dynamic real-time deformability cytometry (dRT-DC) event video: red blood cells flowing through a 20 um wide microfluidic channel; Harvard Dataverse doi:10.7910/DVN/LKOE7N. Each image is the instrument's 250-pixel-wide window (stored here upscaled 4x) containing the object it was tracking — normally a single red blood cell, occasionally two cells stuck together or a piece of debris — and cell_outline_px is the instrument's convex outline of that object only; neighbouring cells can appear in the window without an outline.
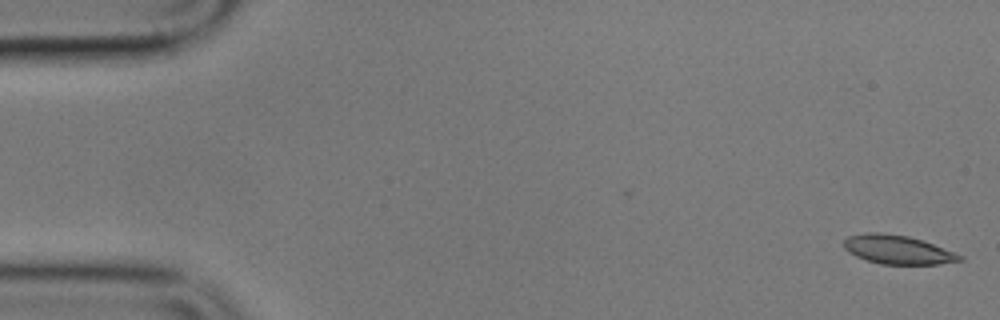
{"species": "common noctule bat (a hibernating species)", "species_latin": "Nyctalus noctula", "temperature_condition": "cold", "stored_images_in_passage": 4, "camera_frame_rate_fps": 3000, "um_per_image_px": 0.085, "animal": {"sex": "male", "body_mass_g": 17.9}, "frame": {"image": 1, "passage_image": 1, "time_ms": 0.0, "image_size_px": [1000, 320], "cell_outline_px": [[964, 260], [936, 264], [880, 264], [856, 256], [848, 252], [844, 248], [844, 240], [848, 236], [868, 232], [880, 232], [908, 236], [932, 244], [964, 256]], "centroid_in_image_um": [76.27, 21.22], "position_along_channel_um": 8.7, "area_um2": 19.25}}
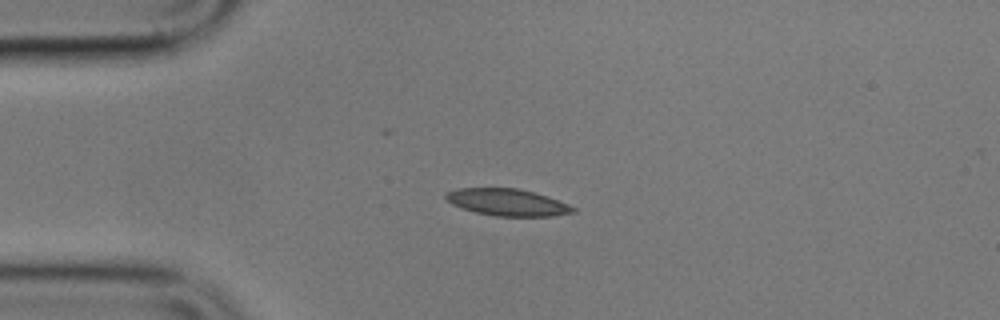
{"frame": {"image": 2, "passage_image": 4, "time_ms": 4.0, "image_size_px": [1000, 320], "cell_outline_px": [[576, 212], [552, 216], [496, 216], [476, 212], [452, 204], [444, 196], [444, 192], [456, 188], [520, 188], [536, 192], [548, 196], [568, 204], [576, 208]], "centroid_in_image_um": [43.14, 17.18], "position_along_channel_um": 41.9, "area_um2": 20.06}}